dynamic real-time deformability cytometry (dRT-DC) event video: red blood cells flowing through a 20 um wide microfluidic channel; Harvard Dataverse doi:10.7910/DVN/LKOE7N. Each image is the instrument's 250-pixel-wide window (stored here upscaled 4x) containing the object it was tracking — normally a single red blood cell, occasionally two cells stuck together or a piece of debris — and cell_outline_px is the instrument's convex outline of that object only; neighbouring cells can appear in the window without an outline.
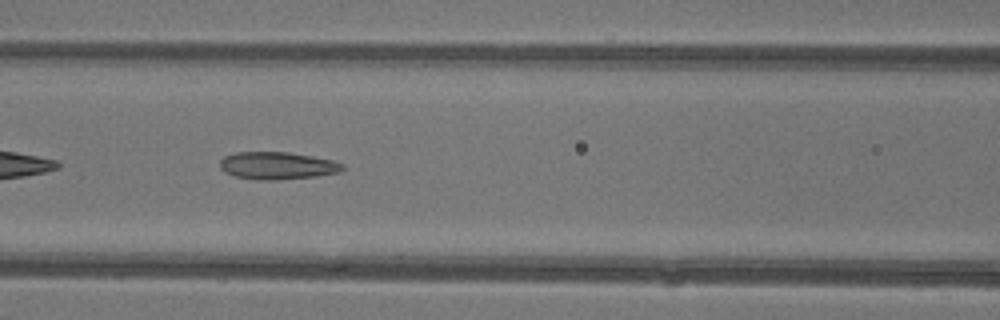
{"species": "common noctule bat (a hibernating species)", "species_latin": "Nyctalus noctula", "temperature_condition": "warm", "stored_images_in_passage": 47, "camera_frame_rate_fps": 3000, "um_per_image_px": 0.085, "animal": {"sex": "female"}, "frame": {"image": 1, "passage_image": 21, "time_ms": 6.667, "image_size_px": [1000, 320], "cell_outline_px": [[344, 168], [340, 172], [316, 176], [276, 180], [260, 180], [236, 176], [224, 172], [220, 168], [220, 160], [224, 156], [236, 152], [288, 152], [312, 156], [332, 160], [344, 164]], "centroid_in_image_um": [23.57, 14.07], "position_along_channel_um": 143.0, "area_um2": 19.59}}
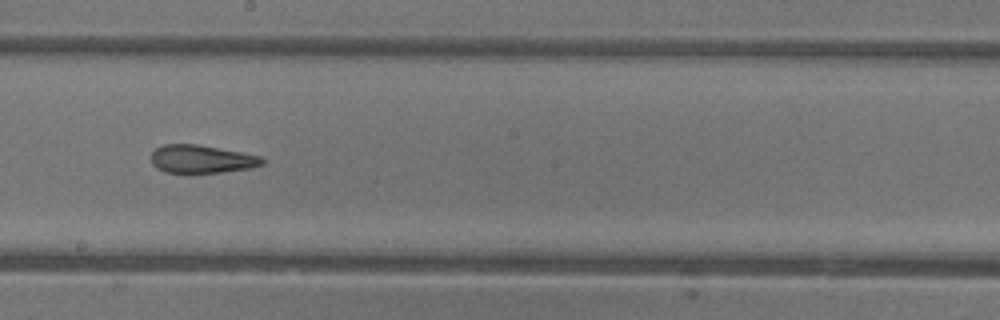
{"frame": {"image": 2, "passage_image": 27, "time_ms": 8.667, "image_size_px": [1000, 320], "cell_outline_px": [[268, 160], [264, 164], [252, 168], [224, 172], [164, 172], [156, 168], [152, 164], [152, 152], [156, 148], [164, 144], [196, 144], [240, 152], [260, 156]], "centroid_in_image_um": [17.17, 13.52], "position_along_channel_um": 231.0, "area_um2": 18.15}, "authors_computed_cell_mechanics": {"area_um2": 21.1548, "velocity_mm_per_s": 4.4148, "shape_relaxation_time_tau1_ms": null, "shape_relaxation_time_tau2_ms": 2.9643, "deformation_change_tau1": null, "deformation_change_tau2": 0.1287}}